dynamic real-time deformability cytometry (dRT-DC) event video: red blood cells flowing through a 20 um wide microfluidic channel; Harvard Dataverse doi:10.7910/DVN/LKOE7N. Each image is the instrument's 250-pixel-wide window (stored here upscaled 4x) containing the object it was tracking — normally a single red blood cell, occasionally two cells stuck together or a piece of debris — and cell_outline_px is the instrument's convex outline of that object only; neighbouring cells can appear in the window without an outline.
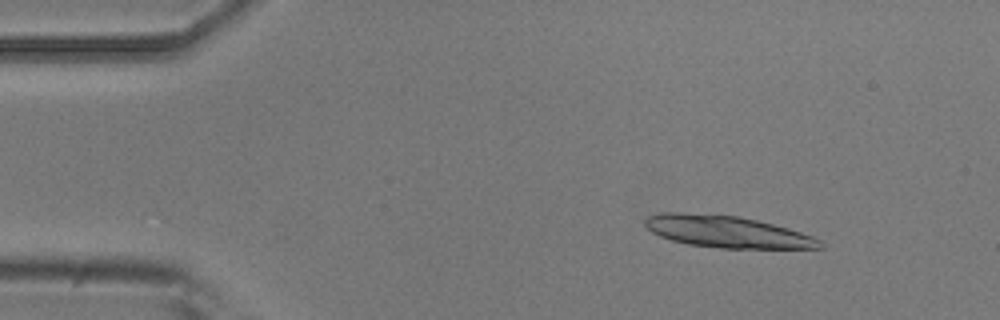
{"species": "common noctule bat (a hibernating species)", "species_latin": "Nyctalus noctula", "temperature_condition": "room temperature", "stored_images_in_passage": 51, "camera_frame_rate_fps": 3000, "um_per_image_px": 0.085, "animal": {"sex": "male", "body_mass_g": 20.5, "forearm_length_mm": 52.5}, "frame": {"image": 1, "passage_image": 5, "time_ms": 1.333, "image_size_px": [1000, 320], "cell_outline_px": [[824, 248], [720, 248], [688, 244], [672, 240], [660, 236], [652, 232], [644, 224], [644, 220], [648, 216], [664, 212], [684, 212], [736, 216], [756, 220], [788, 228], [812, 236], [820, 240], [824, 244]], "centroid_in_image_um": [61.78, 19.69], "position_along_channel_um": 23.2, "area_um2": 32.19}}
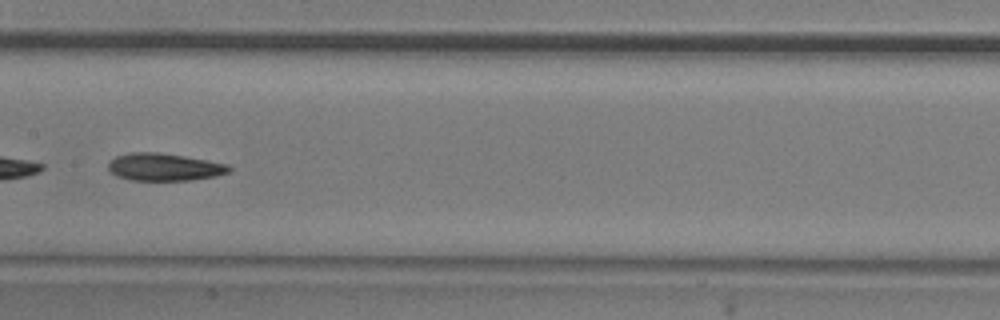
{"frame": {"image": 2, "passage_image": 25, "time_ms": 8.0, "image_size_px": [1000, 320], "cell_outline_px": [[232, 168], [228, 172], [216, 176], [192, 180], [128, 180], [116, 176], [108, 168], [108, 164], [116, 156], [132, 152], [160, 152], [184, 156], [228, 164]], "centroid_in_image_um": [13.96, 14.2], "position_along_channel_um": 193.4, "area_um2": 19.31}}
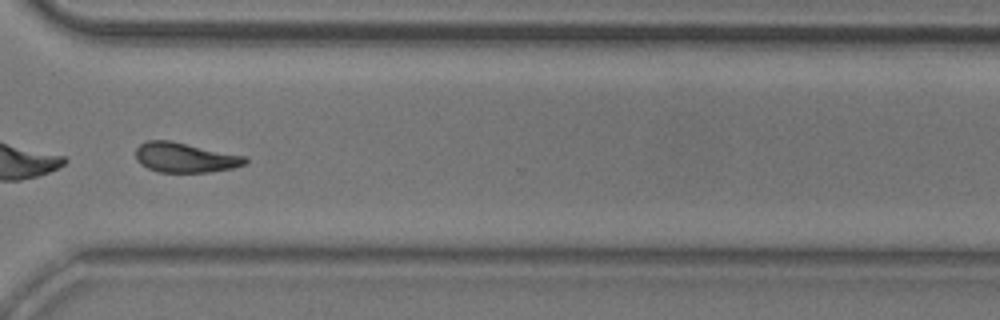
{"frame": {"image": 3, "passage_image": 38, "time_ms": 12.333, "image_size_px": [1000, 320], "cell_outline_px": [[248, 164], [232, 168], [208, 172], [160, 172], [148, 168], [140, 164], [136, 160], [136, 148], [140, 144], [148, 140], [168, 140], [244, 156], [248, 160]], "centroid_in_image_um": [15.71, 13.4], "position_along_channel_um": 354.9, "area_um2": 18.84}, "authors_computed_cell_mechanics": {"area_um2": 19.8254, "velocity_mm_per_s": 3.7355, "shape_relaxation_time_tau1_ms": 5.1231, "shape_relaxation_time_tau2_ms": null, "deformation_change_tau1": 0.1539, "deformation_change_tau2": null}}